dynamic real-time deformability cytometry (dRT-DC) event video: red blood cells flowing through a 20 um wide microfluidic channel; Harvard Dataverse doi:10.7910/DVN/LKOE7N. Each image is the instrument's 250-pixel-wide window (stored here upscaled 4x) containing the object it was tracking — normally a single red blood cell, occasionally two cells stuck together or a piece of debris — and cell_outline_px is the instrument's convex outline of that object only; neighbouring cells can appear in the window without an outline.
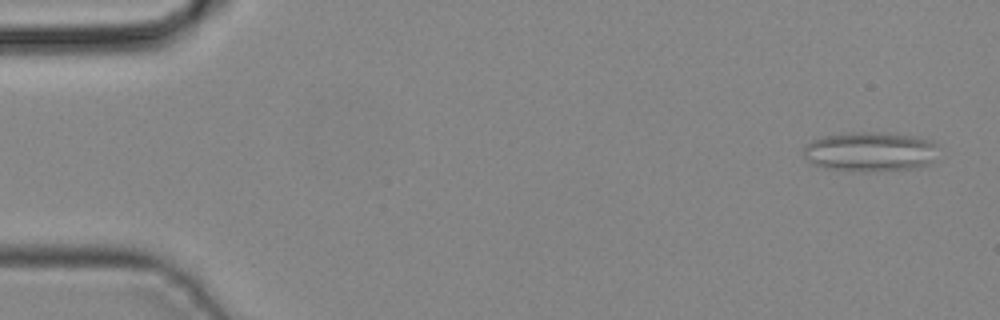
{"species": "common noctule bat (a hibernating species)", "species_latin": "Nyctalus noctula", "temperature_condition": "cold", "stored_images_in_passage": 42, "camera_frame_rate_fps": 3000, "um_per_image_px": 0.085, "animal": {"sex": "male", "body_mass_g": 19.2, "forearm_length_mm": 51.8}, "frame": {"image": 1, "passage_image": 2, "time_ms": 0.333, "image_size_px": [1000, 320], "cell_outline_px": [[936, 144], [932, 160], [928, 164], [920, 168], [864, 172], [828, 168], [816, 164], [808, 160], [804, 156], [804, 144], [812, 140], [824, 136], [852, 132], [868, 132], [920, 136], [932, 140]], "centroid_in_image_um": [73.97, 12.89], "position_along_channel_um": 11.0, "area_um2": 31.04}}
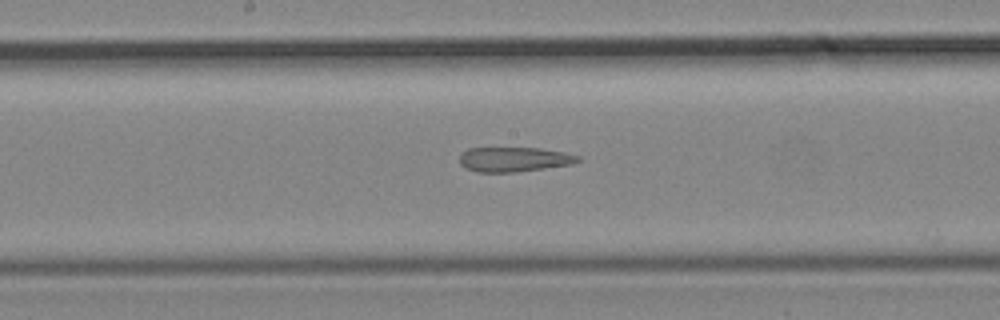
{"frame": {"image": 2, "passage_image": 22, "time_ms": 7.0, "image_size_px": [1000, 320], "cell_outline_px": [[580, 160], [572, 164], [516, 172], [476, 172], [464, 168], [460, 164], [460, 152], [468, 148], [540, 148], [564, 152], [580, 156]], "centroid_in_image_um": [43.65, 13.54], "position_along_channel_um": 204.5, "area_um2": 17.11}}
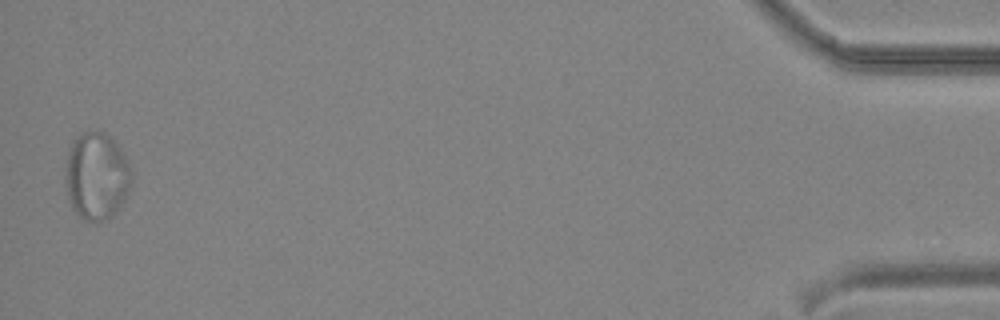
{"frame": {"image": 3, "passage_image": 42, "time_ms": 13.667, "image_size_px": [1000, 320], "cell_outline_px": [[132, 184], [124, 200], [104, 220], [84, 220], [72, 208], [68, 200], [68, 152], [72, 140], [80, 132], [104, 132], [116, 144], [132, 168]], "centroid_in_image_um": [8.23, 14.94], "position_along_channel_um": 427.0, "area_um2": 32.71}}